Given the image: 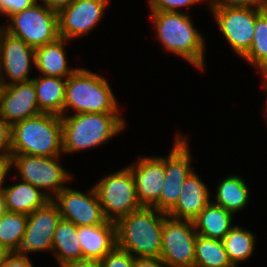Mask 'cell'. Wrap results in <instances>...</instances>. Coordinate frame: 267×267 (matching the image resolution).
I'll use <instances>...</instances> for the list:
<instances>
[{"label":"cell","instance_id":"6da1fadb","mask_svg":"<svg viewBox=\"0 0 267 267\" xmlns=\"http://www.w3.org/2000/svg\"><path fill=\"white\" fill-rule=\"evenodd\" d=\"M167 214L144 207L120 218L116 223V246L135 258H160L162 229Z\"/></svg>","mask_w":267,"mask_h":267},{"label":"cell","instance_id":"7a4b0ae2","mask_svg":"<svg viewBox=\"0 0 267 267\" xmlns=\"http://www.w3.org/2000/svg\"><path fill=\"white\" fill-rule=\"evenodd\" d=\"M156 39L170 54L182 57L198 70L205 67V41L193 25L191 16L184 12H151Z\"/></svg>","mask_w":267,"mask_h":267},{"label":"cell","instance_id":"3957f363","mask_svg":"<svg viewBox=\"0 0 267 267\" xmlns=\"http://www.w3.org/2000/svg\"><path fill=\"white\" fill-rule=\"evenodd\" d=\"M121 113H79L63 115V155L98 147L123 131Z\"/></svg>","mask_w":267,"mask_h":267},{"label":"cell","instance_id":"277c9868","mask_svg":"<svg viewBox=\"0 0 267 267\" xmlns=\"http://www.w3.org/2000/svg\"><path fill=\"white\" fill-rule=\"evenodd\" d=\"M10 154L62 156L61 116L41 113L13 124L11 126Z\"/></svg>","mask_w":267,"mask_h":267},{"label":"cell","instance_id":"5b68a950","mask_svg":"<svg viewBox=\"0 0 267 267\" xmlns=\"http://www.w3.org/2000/svg\"><path fill=\"white\" fill-rule=\"evenodd\" d=\"M108 81L86 68L78 69L66 81L63 115L69 108L79 113H119L118 101Z\"/></svg>","mask_w":267,"mask_h":267},{"label":"cell","instance_id":"8992f818","mask_svg":"<svg viewBox=\"0 0 267 267\" xmlns=\"http://www.w3.org/2000/svg\"><path fill=\"white\" fill-rule=\"evenodd\" d=\"M1 26L10 35L36 49L59 38L58 12L36 2L30 8L11 15Z\"/></svg>","mask_w":267,"mask_h":267},{"label":"cell","instance_id":"52a82bcc","mask_svg":"<svg viewBox=\"0 0 267 267\" xmlns=\"http://www.w3.org/2000/svg\"><path fill=\"white\" fill-rule=\"evenodd\" d=\"M60 157L10 154V167H15L20 180L32 184L53 199L67 187L65 183L72 180L71 173L59 163Z\"/></svg>","mask_w":267,"mask_h":267},{"label":"cell","instance_id":"ba28073f","mask_svg":"<svg viewBox=\"0 0 267 267\" xmlns=\"http://www.w3.org/2000/svg\"><path fill=\"white\" fill-rule=\"evenodd\" d=\"M94 188L107 221L116 223L142 207L138 202L135 179L129 167L101 178Z\"/></svg>","mask_w":267,"mask_h":267},{"label":"cell","instance_id":"9c48e42d","mask_svg":"<svg viewBox=\"0 0 267 267\" xmlns=\"http://www.w3.org/2000/svg\"><path fill=\"white\" fill-rule=\"evenodd\" d=\"M218 28L237 56L250 48L257 15L264 8L209 5Z\"/></svg>","mask_w":267,"mask_h":267},{"label":"cell","instance_id":"30bf717a","mask_svg":"<svg viewBox=\"0 0 267 267\" xmlns=\"http://www.w3.org/2000/svg\"><path fill=\"white\" fill-rule=\"evenodd\" d=\"M196 237L192 220L167 216L163 222L160 257L166 267H194Z\"/></svg>","mask_w":267,"mask_h":267},{"label":"cell","instance_id":"8fae6325","mask_svg":"<svg viewBox=\"0 0 267 267\" xmlns=\"http://www.w3.org/2000/svg\"><path fill=\"white\" fill-rule=\"evenodd\" d=\"M184 134L177 133L172 149L165 157V181L160 200L153 206L158 211L168 213L177 203L185 179L194 170L193 159Z\"/></svg>","mask_w":267,"mask_h":267},{"label":"cell","instance_id":"7c38bea8","mask_svg":"<svg viewBox=\"0 0 267 267\" xmlns=\"http://www.w3.org/2000/svg\"><path fill=\"white\" fill-rule=\"evenodd\" d=\"M35 49L0 26V81L2 86L29 82ZM6 76V77H5ZM7 80V81H6Z\"/></svg>","mask_w":267,"mask_h":267},{"label":"cell","instance_id":"4fadbf2b","mask_svg":"<svg viewBox=\"0 0 267 267\" xmlns=\"http://www.w3.org/2000/svg\"><path fill=\"white\" fill-rule=\"evenodd\" d=\"M52 200L57 204L61 218L78 227L100 225L106 221L94 187L86 194L67 186Z\"/></svg>","mask_w":267,"mask_h":267},{"label":"cell","instance_id":"5bb4252c","mask_svg":"<svg viewBox=\"0 0 267 267\" xmlns=\"http://www.w3.org/2000/svg\"><path fill=\"white\" fill-rule=\"evenodd\" d=\"M60 220L59 208L52 199L30 213L21 247L17 253L24 256H28L30 252L50 251L52 253L54 232Z\"/></svg>","mask_w":267,"mask_h":267},{"label":"cell","instance_id":"9a60e30c","mask_svg":"<svg viewBox=\"0 0 267 267\" xmlns=\"http://www.w3.org/2000/svg\"><path fill=\"white\" fill-rule=\"evenodd\" d=\"M109 0H73L58 12L59 37L67 40L88 34L105 15Z\"/></svg>","mask_w":267,"mask_h":267},{"label":"cell","instance_id":"2e32d148","mask_svg":"<svg viewBox=\"0 0 267 267\" xmlns=\"http://www.w3.org/2000/svg\"><path fill=\"white\" fill-rule=\"evenodd\" d=\"M128 167L135 179L138 202L141 206L153 207L160 200L165 181V157L140 156Z\"/></svg>","mask_w":267,"mask_h":267},{"label":"cell","instance_id":"e0dca14e","mask_svg":"<svg viewBox=\"0 0 267 267\" xmlns=\"http://www.w3.org/2000/svg\"><path fill=\"white\" fill-rule=\"evenodd\" d=\"M41 113L32 80L2 86L0 92V116L10 126Z\"/></svg>","mask_w":267,"mask_h":267},{"label":"cell","instance_id":"ac0fdd59","mask_svg":"<svg viewBox=\"0 0 267 267\" xmlns=\"http://www.w3.org/2000/svg\"><path fill=\"white\" fill-rule=\"evenodd\" d=\"M181 189L177 203L167 216L193 221L211 202L210 191L194 170L185 179Z\"/></svg>","mask_w":267,"mask_h":267},{"label":"cell","instance_id":"d6986e66","mask_svg":"<svg viewBox=\"0 0 267 267\" xmlns=\"http://www.w3.org/2000/svg\"><path fill=\"white\" fill-rule=\"evenodd\" d=\"M78 240L83 258L101 261L116 246V225L105 221L100 225L79 226Z\"/></svg>","mask_w":267,"mask_h":267},{"label":"cell","instance_id":"ffe728a7","mask_svg":"<svg viewBox=\"0 0 267 267\" xmlns=\"http://www.w3.org/2000/svg\"><path fill=\"white\" fill-rule=\"evenodd\" d=\"M1 191L4 209L9 212L29 215L51 200L37 187L22 180L10 186H3Z\"/></svg>","mask_w":267,"mask_h":267},{"label":"cell","instance_id":"44dd1931","mask_svg":"<svg viewBox=\"0 0 267 267\" xmlns=\"http://www.w3.org/2000/svg\"><path fill=\"white\" fill-rule=\"evenodd\" d=\"M69 41L58 38L56 41L35 49V66L41 75L67 78L78 68L67 65L64 47Z\"/></svg>","mask_w":267,"mask_h":267},{"label":"cell","instance_id":"7402d4cb","mask_svg":"<svg viewBox=\"0 0 267 267\" xmlns=\"http://www.w3.org/2000/svg\"><path fill=\"white\" fill-rule=\"evenodd\" d=\"M32 81L39 110L42 113L63 116L67 78L40 75Z\"/></svg>","mask_w":267,"mask_h":267},{"label":"cell","instance_id":"603a6c76","mask_svg":"<svg viewBox=\"0 0 267 267\" xmlns=\"http://www.w3.org/2000/svg\"><path fill=\"white\" fill-rule=\"evenodd\" d=\"M233 213L212 201L193 220L197 234L222 240L234 226Z\"/></svg>","mask_w":267,"mask_h":267},{"label":"cell","instance_id":"cb8c5ba5","mask_svg":"<svg viewBox=\"0 0 267 267\" xmlns=\"http://www.w3.org/2000/svg\"><path fill=\"white\" fill-rule=\"evenodd\" d=\"M216 188L214 204L235 214L241 211L249 202V188L240 175H230L219 181Z\"/></svg>","mask_w":267,"mask_h":267},{"label":"cell","instance_id":"d4e9b609","mask_svg":"<svg viewBox=\"0 0 267 267\" xmlns=\"http://www.w3.org/2000/svg\"><path fill=\"white\" fill-rule=\"evenodd\" d=\"M77 232L78 226L74 223L62 218L58 222L52 242V254L58 264L83 259Z\"/></svg>","mask_w":267,"mask_h":267},{"label":"cell","instance_id":"484cf974","mask_svg":"<svg viewBox=\"0 0 267 267\" xmlns=\"http://www.w3.org/2000/svg\"><path fill=\"white\" fill-rule=\"evenodd\" d=\"M255 239L256 237L251 231L238 225H234L224 236L222 243L233 267H237L240 262L246 261L253 255Z\"/></svg>","mask_w":267,"mask_h":267},{"label":"cell","instance_id":"4316f807","mask_svg":"<svg viewBox=\"0 0 267 267\" xmlns=\"http://www.w3.org/2000/svg\"><path fill=\"white\" fill-rule=\"evenodd\" d=\"M194 267H233L222 240L197 234Z\"/></svg>","mask_w":267,"mask_h":267},{"label":"cell","instance_id":"83f0119b","mask_svg":"<svg viewBox=\"0 0 267 267\" xmlns=\"http://www.w3.org/2000/svg\"><path fill=\"white\" fill-rule=\"evenodd\" d=\"M241 58L261 74L267 71V8L257 15L252 44Z\"/></svg>","mask_w":267,"mask_h":267},{"label":"cell","instance_id":"f1b7e54d","mask_svg":"<svg viewBox=\"0 0 267 267\" xmlns=\"http://www.w3.org/2000/svg\"><path fill=\"white\" fill-rule=\"evenodd\" d=\"M28 215L4 210L0 216V244L18 252L26 231Z\"/></svg>","mask_w":267,"mask_h":267},{"label":"cell","instance_id":"f546056e","mask_svg":"<svg viewBox=\"0 0 267 267\" xmlns=\"http://www.w3.org/2000/svg\"><path fill=\"white\" fill-rule=\"evenodd\" d=\"M135 257L115 246L101 261L100 267H133Z\"/></svg>","mask_w":267,"mask_h":267},{"label":"cell","instance_id":"4dcf8cb0","mask_svg":"<svg viewBox=\"0 0 267 267\" xmlns=\"http://www.w3.org/2000/svg\"><path fill=\"white\" fill-rule=\"evenodd\" d=\"M202 1L204 0H148L147 2L151 12H181L180 9H183V7L188 9L191 5Z\"/></svg>","mask_w":267,"mask_h":267},{"label":"cell","instance_id":"1f68e13d","mask_svg":"<svg viewBox=\"0 0 267 267\" xmlns=\"http://www.w3.org/2000/svg\"><path fill=\"white\" fill-rule=\"evenodd\" d=\"M36 0H0V15L9 18L11 15L30 8Z\"/></svg>","mask_w":267,"mask_h":267},{"label":"cell","instance_id":"d6a6232c","mask_svg":"<svg viewBox=\"0 0 267 267\" xmlns=\"http://www.w3.org/2000/svg\"><path fill=\"white\" fill-rule=\"evenodd\" d=\"M209 5L267 8L265 0H206Z\"/></svg>","mask_w":267,"mask_h":267},{"label":"cell","instance_id":"836d02e7","mask_svg":"<svg viewBox=\"0 0 267 267\" xmlns=\"http://www.w3.org/2000/svg\"><path fill=\"white\" fill-rule=\"evenodd\" d=\"M11 126L0 116V154L10 155Z\"/></svg>","mask_w":267,"mask_h":267},{"label":"cell","instance_id":"e575fe53","mask_svg":"<svg viewBox=\"0 0 267 267\" xmlns=\"http://www.w3.org/2000/svg\"><path fill=\"white\" fill-rule=\"evenodd\" d=\"M2 267H34L28 256L20 255L17 252L12 254L6 259Z\"/></svg>","mask_w":267,"mask_h":267},{"label":"cell","instance_id":"d590c367","mask_svg":"<svg viewBox=\"0 0 267 267\" xmlns=\"http://www.w3.org/2000/svg\"><path fill=\"white\" fill-rule=\"evenodd\" d=\"M59 267H100V262L94 259H79L58 264Z\"/></svg>","mask_w":267,"mask_h":267},{"label":"cell","instance_id":"8d00e7d4","mask_svg":"<svg viewBox=\"0 0 267 267\" xmlns=\"http://www.w3.org/2000/svg\"><path fill=\"white\" fill-rule=\"evenodd\" d=\"M133 267H166L160 258H135Z\"/></svg>","mask_w":267,"mask_h":267},{"label":"cell","instance_id":"74e56055","mask_svg":"<svg viewBox=\"0 0 267 267\" xmlns=\"http://www.w3.org/2000/svg\"><path fill=\"white\" fill-rule=\"evenodd\" d=\"M10 167V155L0 154V190L3 187L6 176L9 175Z\"/></svg>","mask_w":267,"mask_h":267},{"label":"cell","instance_id":"f35d334b","mask_svg":"<svg viewBox=\"0 0 267 267\" xmlns=\"http://www.w3.org/2000/svg\"><path fill=\"white\" fill-rule=\"evenodd\" d=\"M39 0H36L38 2ZM42 4L47 8L59 12L61 9L70 5L73 0H42Z\"/></svg>","mask_w":267,"mask_h":267},{"label":"cell","instance_id":"ab89813d","mask_svg":"<svg viewBox=\"0 0 267 267\" xmlns=\"http://www.w3.org/2000/svg\"><path fill=\"white\" fill-rule=\"evenodd\" d=\"M12 254L6 246L0 244V267L4 264L6 259Z\"/></svg>","mask_w":267,"mask_h":267},{"label":"cell","instance_id":"60d3db41","mask_svg":"<svg viewBox=\"0 0 267 267\" xmlns=\"http://www.w3.org/2000/svg\"><path fill=\"white\" fill-rule=\"evenodd\" d=\"M262 76H263V84L261 85L263 88H267V71H265L263 74H261ZM267 91V90H266ZM266 107V109H265V111L267 112V100H266V105H265Z\"/></svg>","mask_w":267,"mask_h":267},{"label":"cell","instance_id":"b9f144b4","mask_svg":"<svg viewBox=\"0 0 267 267\" xmlns=\"http://www.w3.org/2000/svg\"><path fill=\"white\" fill-rule=\"evenodd\" d=\"M4 201H3V195H2V191L0 190V216L2 214V212L4 211Z\"/></svg>","mask_w":267,"mask_h":267},{"label":"cell","instance_id":"7bdbcfd3","mask_svg":"<svg viewBox=\"0 0 267 267\" xmlns=\"http://www.w3.org/2000/svg\"><path fill=\"white\" fill-rule=\"evenodd\" d=\"M1 89H2V83H1V81H0V92H1Z\"/></svg>","mask_w":267,"mask_h":267}]
</instances>
